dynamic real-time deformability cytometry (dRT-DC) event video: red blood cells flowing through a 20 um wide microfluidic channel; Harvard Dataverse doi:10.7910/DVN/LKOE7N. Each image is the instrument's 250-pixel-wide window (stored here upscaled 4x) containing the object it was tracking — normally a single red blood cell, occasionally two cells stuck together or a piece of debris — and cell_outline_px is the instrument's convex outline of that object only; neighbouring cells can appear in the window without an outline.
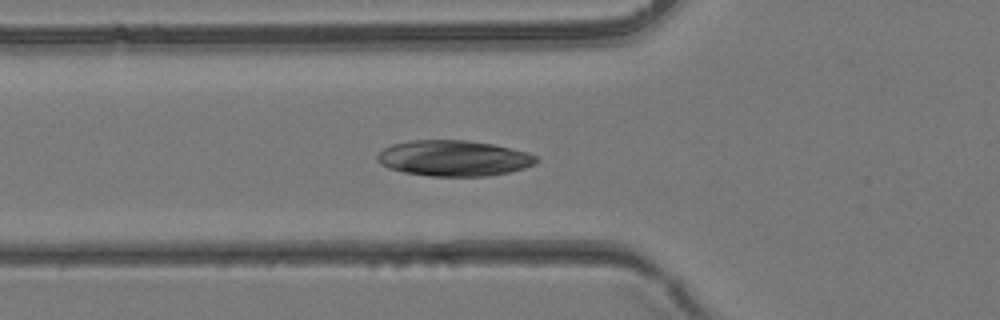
{"species": "common noctule bat (a hibernating species)", "species_latin": "Nyctalus noctula", "temperature_condition": "room temperature", "stored_images_in_passage": 25, "camera_frame_rate_fps": 3000, "um_per_image_px": 0.085, "animal": {"sex": "female", "body_mass_g": 24.6, "forearm_length_mm": 56.2}, "frame": {"image": 1, "passage_image": 6, "time_ms": 1.667, "image_size_px": [1000, 320], "cell_outline_px": [[540, 160], [536, 164], [524, 168], [508, 172], [488, 176], [428, 176], [404, 172], [388, 168], [380, 164], [376, 160], [376, 156], [384, 148], [392, 144], [412, 140], [468, 140], [492, 144], [528, 152], [536, 156]], "centroid_in_image_um": [38.57, 13.45], "position_along_channel_um": 87.2, "area_um2": 33.29}}
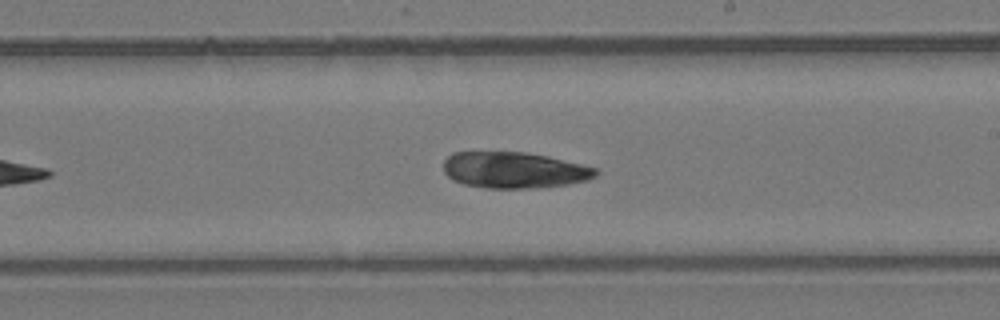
{"frame": {"image": 2, "passage_image": 15, "time_ms": 4.667, "image_size_px": [1000, 320], "cell_outline_px": [[600, 172], [596, 176], [588, 180], [568, 184], [540, 188], [484, 188], [464, 184], [452, 180], [444, 172], [444, 160], [452, 152], [524, 152], [548, 156], [596, 168]], "centroid_in_image_um": [43.7, 14.46], "position_along_channel_um": 245.3, "area_um2": 32.25}}
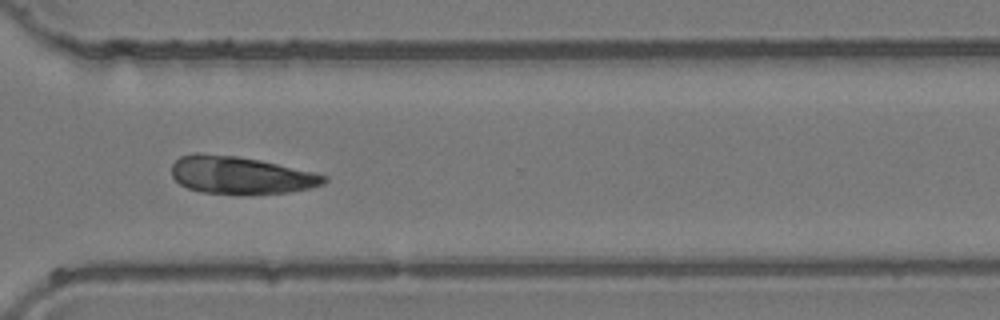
{"frame": {"image": 3, "passage_image": 21, "time_ms": 6.667, "image_size_px": [1000, 320], "cell_outline_px": [[328, 180], [324, 184], [312, 188], [288, 192], [200, 192], [188, 188], [180, 184], [172, 176], [172, 164], [180, 156], [196, 152], [200, 152], [236, 156], [260, 160], [312, 172], [328, 176]], "centroid_in_image_um": [20.43, 14.85], "position_along_channel_um": 350.2, "area_um2": 32.66}}